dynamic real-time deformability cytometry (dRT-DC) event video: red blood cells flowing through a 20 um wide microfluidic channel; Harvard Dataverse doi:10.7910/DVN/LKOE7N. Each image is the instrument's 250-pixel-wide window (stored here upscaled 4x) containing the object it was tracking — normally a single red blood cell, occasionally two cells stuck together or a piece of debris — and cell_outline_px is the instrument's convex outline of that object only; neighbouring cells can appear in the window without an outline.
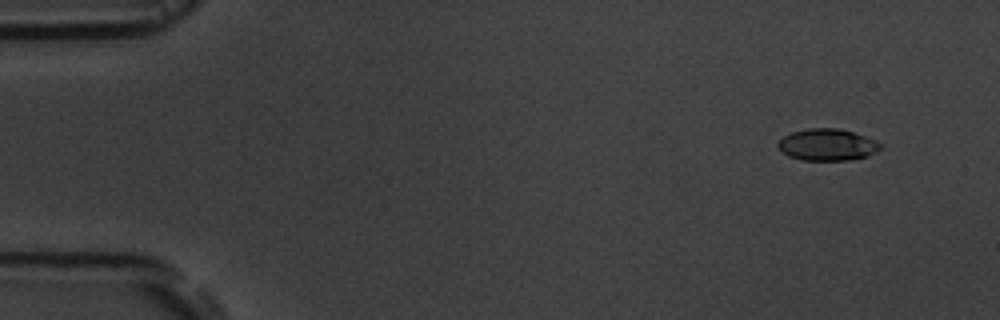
{"species": "common noctule bat (a hibernating species)", "species_latin": "Nyctalus noctula", "temperature_condition": "room temperature", "stored_images_in_passage": 6, "camera_frame_rate_fps": 3000, "um_per_image_px": 0.085, "animal": {"sex": "male", "body_mass_g": 19.5, "forearm_length_mm": 54.6}, "frame": {"image": 1, "passage_image": 2, "time_ms": 1.0, "image_size_px": [1000, 320], "cell_outline_px": [[884, 148], [868, 156], [848, 160], [800, 160], [788, 156], [780, 152], [776, 144], [784, 136], [792, 132], [808, 128], [840, 128], [876, 140], [884, 144]], "centroid_in_image_um": [70.34, 12.31], "position_along_channel_um": 14.7, "area_um2": 19.25}}